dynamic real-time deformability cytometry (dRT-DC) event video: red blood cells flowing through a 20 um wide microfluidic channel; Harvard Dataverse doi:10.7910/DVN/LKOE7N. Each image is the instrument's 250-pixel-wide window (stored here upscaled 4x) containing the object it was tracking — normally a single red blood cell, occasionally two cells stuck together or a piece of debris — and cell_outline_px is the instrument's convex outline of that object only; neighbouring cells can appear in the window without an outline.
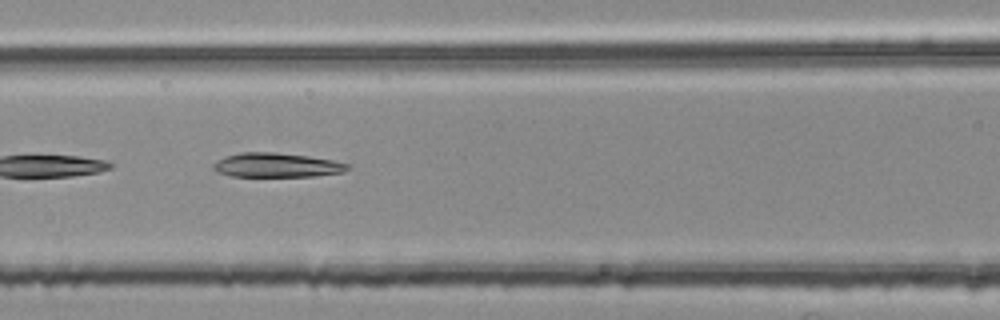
{"species": "common noctule bat (a hibernating species)", "species_latin": "Nyctalus noctula", "temperature_condition": "room temperature", "stored_images_in_passage": 16, "camera_frame_rate_fps": 3000, "um_per_image_px": 0.085, "animal": {"sex": "female", "body_mass_g": 25.1}, "frame": {"image": 1, "passage_image": 10, "time_ms": 3.0, "image_size_px": [1000, 320], "cell_outline_px": [[352, 168], [344, 172], [312, 176], [232, 176], [220, 172], [212, 168], [212, 164], [216, 160], [224, 156], [240, 152], [276, 152], [308, 156], [332, 160], [352, 164]], "centroid_in_image_um": [23.54, 14.02], "position_along_channel_um": 143.1, "area_um2": 19.13}}